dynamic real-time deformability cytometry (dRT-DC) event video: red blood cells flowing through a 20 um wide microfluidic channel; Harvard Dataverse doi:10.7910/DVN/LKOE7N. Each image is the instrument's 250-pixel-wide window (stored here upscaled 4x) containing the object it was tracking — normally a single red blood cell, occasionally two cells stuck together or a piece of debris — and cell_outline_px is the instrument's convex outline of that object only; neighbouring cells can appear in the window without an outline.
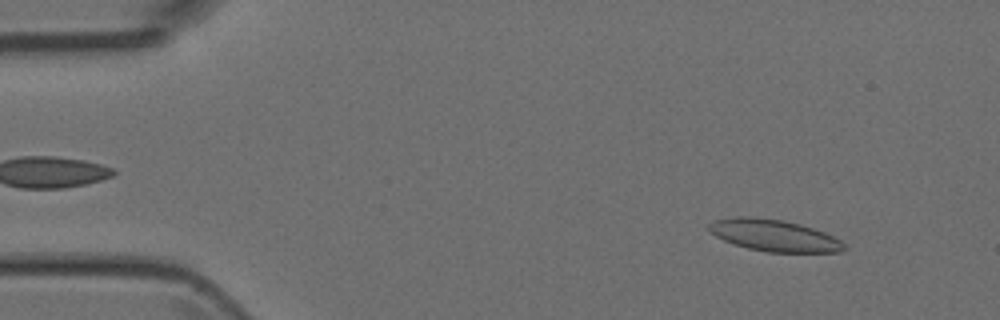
{"species": "Egyptian fruit bat (a non-hibernating species)", "species_latin": "Rousettus aegyptiacus", "temperature_condition": "room temperature", "stored_images_in_passage": 47, "camera_frame_rate_fps": 3000, "um_per_image_px": 0.085, "animal": {"sex": "female"}, "frame": {"image": 1, "passage_image": 4, "time_ms": 1.0, "image_size_px": [1000, 320], "cell_outline_px": [[848, 248], [844, 252], [768, 252], [748, 248], [732, 244], [716, 236], [708, 228], [708, 224], [716, 220], [736, 216], [752, 216], [784, 220], [800, 224], [824, 232], [840, 240]], "centroid_in_image_um": [65.81, 20.01], "position_along_channel_um": 19.2, "area_um2": 25.03}}
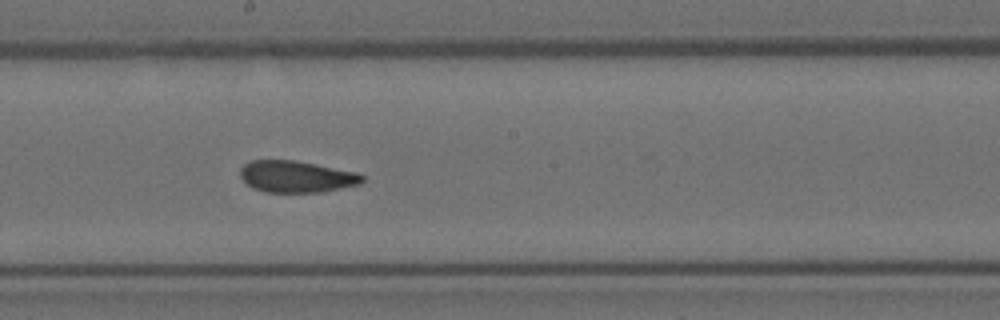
{"frame": {"image": 2, "passage_image": 25, "time_ms": 8.0, "image_size_px": [1000, 320], "cell_outline_px": [[364, 180], [360, 184], [324, 192], [264, 192], [252, 188], [240, 176], [240, 168], [244, 164], [252, 160], [292, 160], [316, 164], [356, 172], [364, 176]], "centroid_in_image_um": [25.19, 15.02], "position_along_channel_um": 223.0, "area_um2": 22.54}}
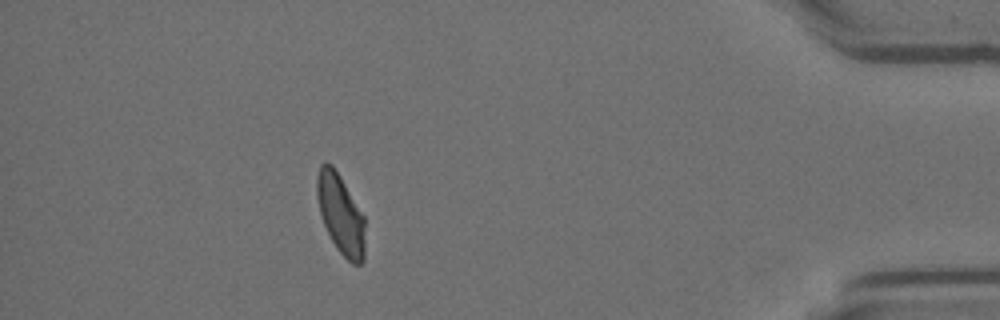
{"frame": {"image": 3, "passage_image": 42, "time_ms": 13.667, "image_size_px": [1000, 320], "cell_outline_px": [[364, 260], [360, 264], [352, 264], [336, 248], [324, 224], [320, 212], [316, 196], [316, 176], [320, 164], [332, 164], [340, 176], [364, 216]], "centroid_in_image_um": [28.94, 18.2], "position_along_channel_um": 406.3, "area_um2": 22.14}}